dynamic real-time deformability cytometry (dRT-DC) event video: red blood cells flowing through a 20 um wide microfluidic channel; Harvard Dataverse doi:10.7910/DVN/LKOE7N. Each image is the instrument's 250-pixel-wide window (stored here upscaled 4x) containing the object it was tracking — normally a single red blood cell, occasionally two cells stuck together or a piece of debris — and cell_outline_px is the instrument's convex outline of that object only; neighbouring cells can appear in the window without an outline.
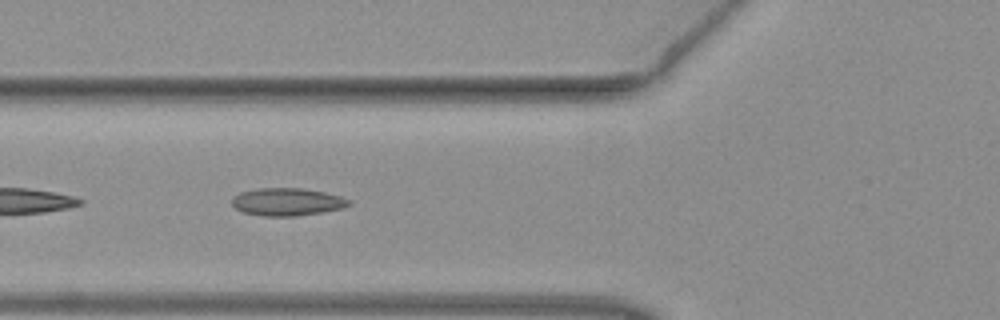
{"species": "common noctule bat (a hibernating species)", "species_latin": "Nyctalus noctula", "temperature_condition": "warm", "stored_images_in_passage": 50, "camera_frame_rate_fps": 3000, "um_per_image_px": 0.085, "animal": {"sex": "female", "body_mass_g": 19.3, "forearm_length_mm": 54.1}, "frame": {"image": 1, "passage_image": 18, "time_ms": 5.667, "image_size_px": [1000, 320], "cell_outline_px": [[352, 204], [344, 208], [296, 216], [260, 216], [244, 212], [236, 208], [232, 204], [232, 200], [240, 192], [260, 188], [304, 188], [324, 192], [340, 196], [352, 200]], "centroid_in_image_um": [24.45, 17.16], "position_along_channel_um": 101.3, "area_um2": 18.84}}
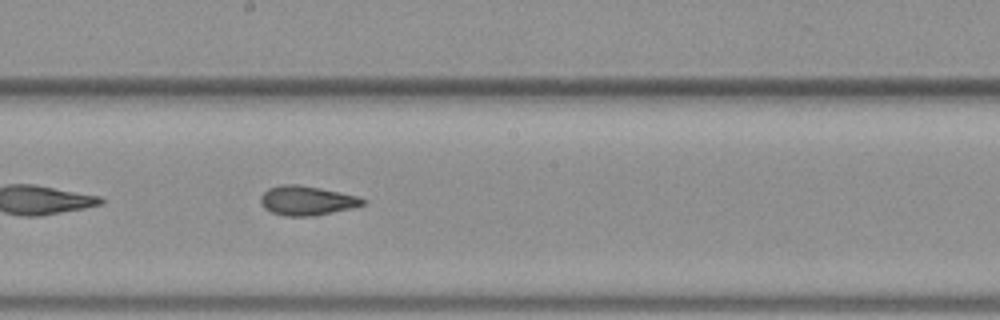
{"frame": {"image": 2, "passage_image": 27, "time_ms": 8.667, "image_size_px": [1000, 320], "cell_outline_px": [[368, 200], [364, 204], [356, 208], [312, 216], [284, 216], [272, 212], [264, 208], [260, 204], [260, 196], [268, 188], [280, 184], [296, 184], [320, 188], [360, 196]], "centroid_in_image_um": [26.11, 17.05], "position_along_channel_um": 222.1, "area_um2": 17.8}}
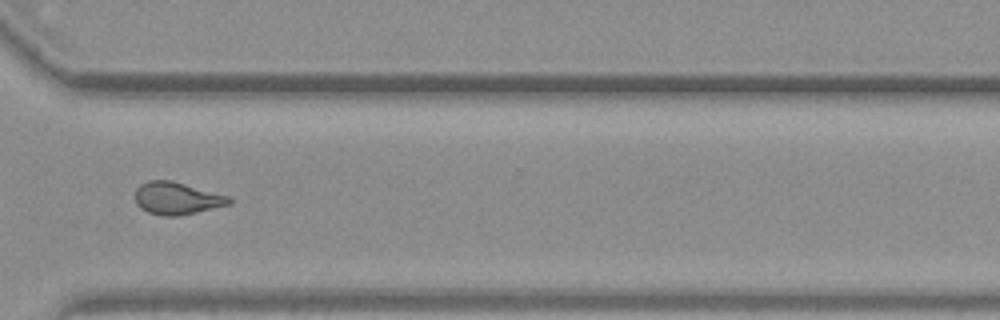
{"frame": {"image": 3, "passage_image": 37, "time_ms": 12.0, "image_size_px": [1000, 320], "cell_outline_px": [[232, 204], [196, 212], [176, 216], [164, 216], [148, 212], [140, 208], [136, 204], [136, 188], [140, 184], [148, 180], [172, 180], [228, 196], [232, 200]], "centroid_in_image_um": [15.02, 16.85], "position_along_channel_um": 355.6, "area_um2": 17.69}, "authors_computed_cell_mechanics": {"area_um2": 18.0047, "velocity_mm_per_s": 4.0046, "shape_relaxation_time_tau1_ms": null, "shape_relaxation_time_tau2_ms": 2.421, "deformation_change_tau1": null, "deformation_change_tau2": 0.088}}